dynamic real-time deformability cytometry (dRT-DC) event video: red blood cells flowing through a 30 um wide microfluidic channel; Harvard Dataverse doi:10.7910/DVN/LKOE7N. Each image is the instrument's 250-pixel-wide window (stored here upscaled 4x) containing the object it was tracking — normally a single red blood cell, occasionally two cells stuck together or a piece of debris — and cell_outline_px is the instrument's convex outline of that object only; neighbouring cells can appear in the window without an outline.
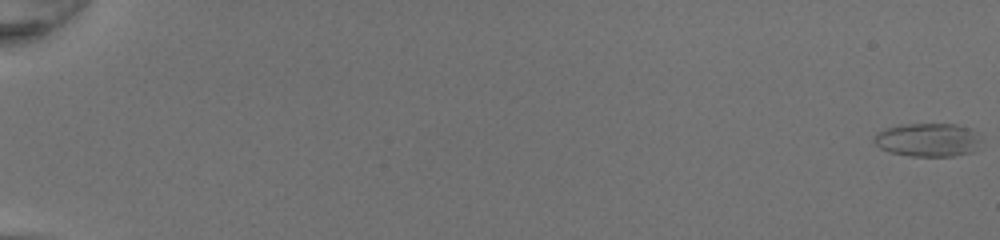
{"species": "common noctule bat (a hibernating species)", "species_latin": "Nyctalus noctula", "temperature_condition": "room temperature", "stored_images_in_passage": 52, "camera_frame_rate_fps": 3000, "um_per_image_px": 0.085, "animal": {"sex": "female", "body_mass_g": 20.0, "forearm_length_mm": 54.0}, "frame": {"image": 1, "passage_image": 1, "time_ms": 0.0, "image_size_px": [1000, 240], "cell_outline_px": [[980, 148], [972, 152], [952, 156], [908, 156], [888, 152], [880, 148], [872, 140], [872, 136], [876, 132], [884, 128], [900, 124], [956, 124], [972, 128], [980, 140]], "centroid_in_image_um": [78.83, 11.88], "position_along_channel_um": 6.2, "area_um2": 21.33}}
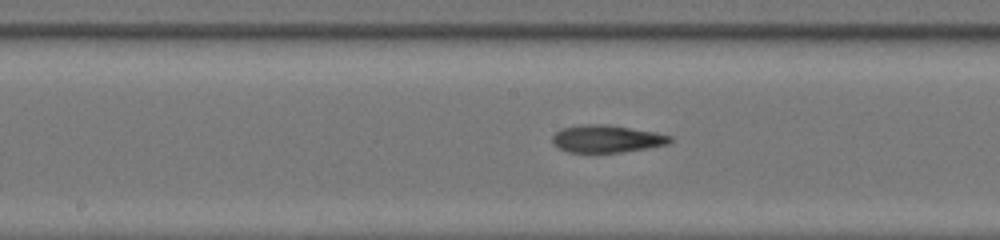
{"frame": {"image": 2, "passage_image": 30, "time_ms": 9.667, "image_size_px": [1000, 240], "cell_outline_px": [[672, 140], [668, 144], [648, 148], [620, 152], [568, 152], [552, 144], [552, 136], [560, 128], [584, 124], [604, 124], [656, 132], [672, 136]], "centroid_in_image_um": [51.56, 11.79], "position_along_channel_um": 196.6, "area_um2": 18.79}}
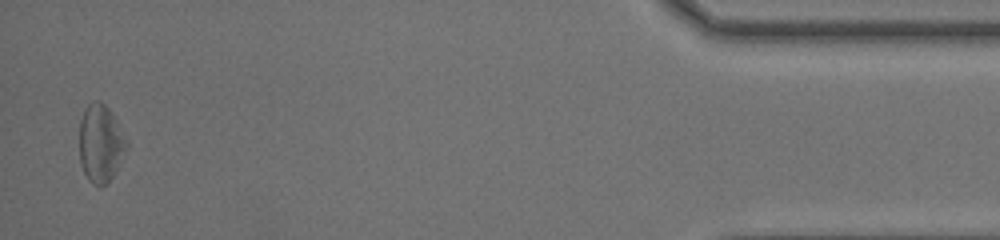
{"frame": {"image": 3, "passage_image": 51, "time_ms": 16.667, "image_size_px": [1000, 240], "cell_outline_px": [[128, 148], [112, 176], [100, 188], [92, 184], [88, 180], [80, 164], [80, 120], [84, 108], [92, 100], [100, 100], [112, 112], [128, 140]], "centroid_in_image_um": [8.55, 12.16], "position_along_channel_um": 426.6, "area_um2": 21.62}, "authors_computed_cell_mechanics": {"area_um2": 20.1433, "velocity_mm_per_s": 4.3146, "shape_relaxation_time_tau1_ms": 7.397, "shape_relaxation_time_tau2_ms": 6.0439, "deformation_change_tau1": 0.229, "deformation_change_tau2": 0.2119}}